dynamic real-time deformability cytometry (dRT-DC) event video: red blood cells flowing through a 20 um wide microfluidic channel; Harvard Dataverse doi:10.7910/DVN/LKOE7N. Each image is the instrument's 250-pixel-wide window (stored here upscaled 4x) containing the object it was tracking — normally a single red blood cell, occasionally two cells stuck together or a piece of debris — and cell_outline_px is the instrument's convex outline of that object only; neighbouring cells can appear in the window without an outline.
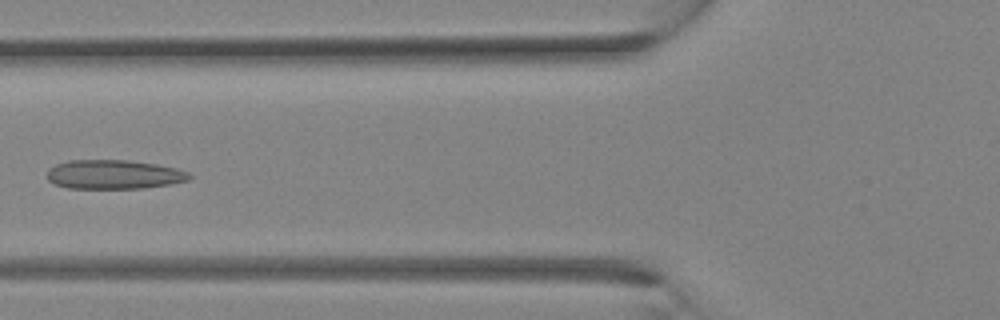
{"species": "Egyptian fruit bat (a non-hibernating species)", "species_latin": "Rousettus aegyptiacus", "temperature_condition": "room temperature", "stored_images_in_passage": 32, "camera_frame_rate_fps": 3000, "um_per_image_px": 0.085, "animal": {"sex": "female"}, "frame": {"image": 1, "passage_image": 12, "time_ms": 3.667, "image_size_px": [1000, 320], "cell_outline_px": [[192, 176], [188, 180], [172, 184], [144, 188], [68, 188], [56, 184], [48, 180], [48, 168], [56, 164], [68, 160], [128, 160], [156, 164], [176, 168], [188, 172]], "centroid_in_image_um": [9.69, 14.82], "position_along_channel_um": 116.1, "area_um2": 24.16}}
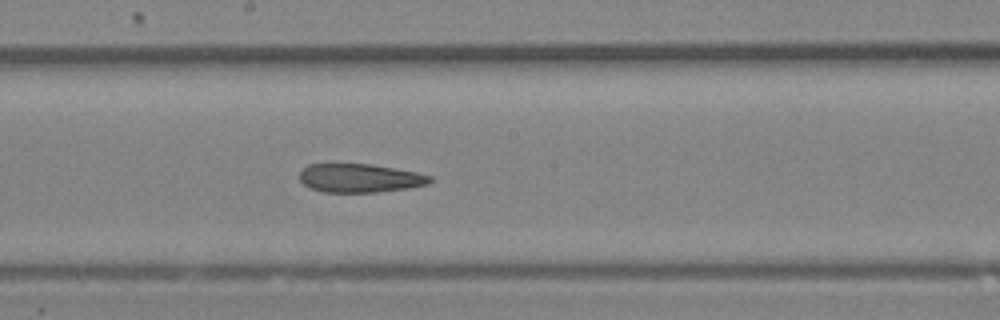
{"frame": {"image": 2, "passage_image": 17, "time_ms": 5.333, "image_size_px": [1000, 320], "cell_outline_px": [[432, 180], [428, 184], [408, 188], [376, 192], [324, 192], [312, 188], [304, 184], [300, 180], [300, 172], [308, 164], [372, 164], [396, 168], [416, 172], [432, 176]], "centroid_in_image_um": [30.61, 15.13], "position_along_channel_um": 217.6, "area_um2": 21.68}}
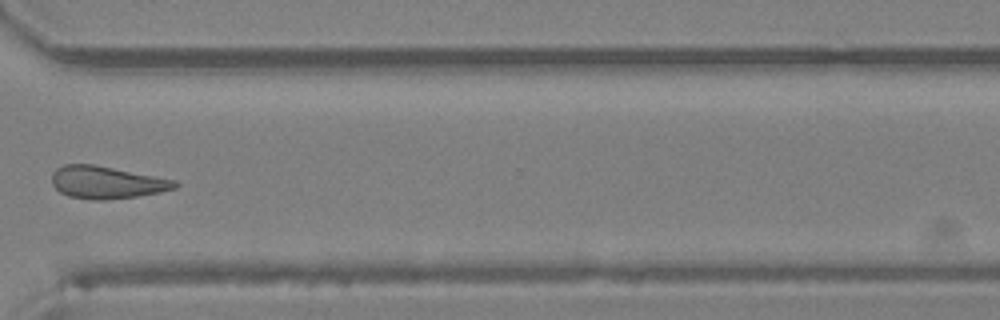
{"frame": {"image": 3, "passage_image": 24, "time_ms": 7.667, "image_size_px": [1000, 320], "cell_outline_px": [[180, 184], [176, 188], [160, 192], [136, 196], [104, 200], [92, 200], [68, 196], [60, 192], [52, 184], [52, 172], [56, 168], [64, 164], [92, 164], [176, 180]], "centroid_in_image_um": [9.05, 15.5], "position_along_channel_um": 361.6, "area_um2": 23.18}}